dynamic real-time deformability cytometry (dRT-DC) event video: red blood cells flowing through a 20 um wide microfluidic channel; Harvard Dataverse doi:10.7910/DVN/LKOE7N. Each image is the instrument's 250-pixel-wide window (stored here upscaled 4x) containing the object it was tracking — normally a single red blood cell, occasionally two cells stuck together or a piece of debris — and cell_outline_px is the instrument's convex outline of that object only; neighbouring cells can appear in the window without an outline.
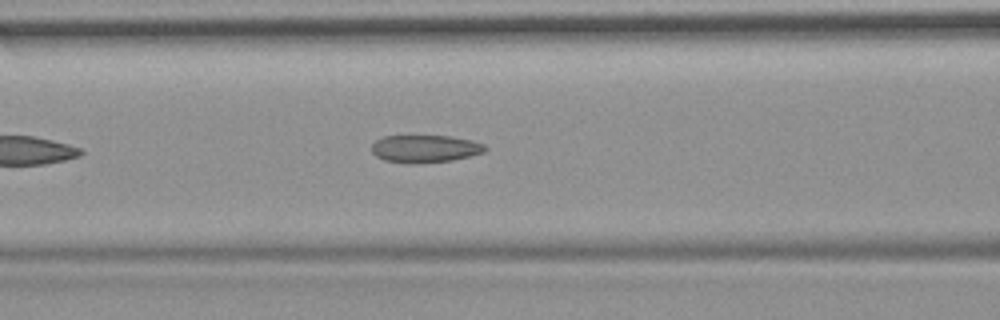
{"species": "common noctule bat (a hibernating species)", "species_latin": "Nyctalus noctula", "temperature_condition": "room temperature", "stored_images_in_passage": 17, "camera_frame_rate_fps": 3000, "um_per_image_px": 0.085, "animal": {"sex": "female", "body_mass_g": 19.9}, "frame": {"image": 1, "passage_image": 6, "time_ms": 1.667, "image_size_px": [1000, 320], "cell_outline_px": [[488, 148], [484, 152], [452, 160], [384, 160], [376, 156], [372, 152], [372, 144], [376, 140], [384, 136], [452, 136], [472, 140], [484, 144]], "centroid_in_image_um": [36.17, 12.58], "position_along_channel_um": 130.4, "area_um2": 17.22}}
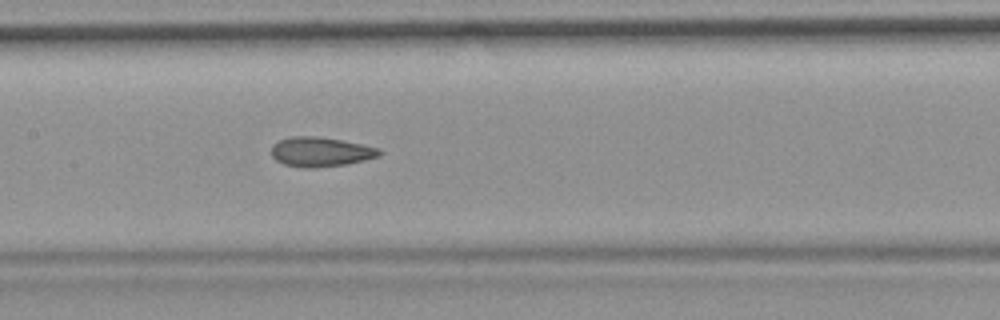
{"frame": {"image": 2, "passage_image": 10, "time_ms": 3.0, "image_size_px": [1000, 320], "cell_outline_px": [[380, 156], [348, 164], [316, 168], [304, 168], [284, 164], [276, 160], [272, 156], [272, 144], [280, 140], [292, 136], [316, 136], [340, 140], [380, 148]], "centroid_in_image_um": [27.24, 12.91], "position_along_channel_um": 180.2, "area_um2": 18.55}}